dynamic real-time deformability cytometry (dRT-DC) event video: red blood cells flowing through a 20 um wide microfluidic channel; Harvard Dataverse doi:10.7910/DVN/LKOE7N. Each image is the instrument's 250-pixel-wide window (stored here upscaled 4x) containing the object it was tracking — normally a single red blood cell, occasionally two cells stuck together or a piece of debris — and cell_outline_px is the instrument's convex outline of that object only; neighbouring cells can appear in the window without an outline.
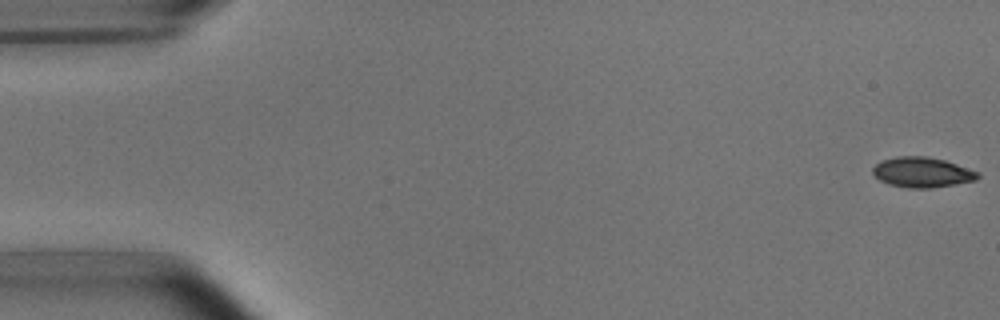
{"species": "common noctule bat (a hibernating species)", "species_latin": "Nyctalus noctula", "temperature_condition": "room temperature", "stored_images_in_passage": 5, "camera_frame_rate_fps": 3000, "um_per_image_px": 0.085, "animal": {"sex": "male", "body_mass_g": 15.6}, "frame": {"image": 1, "passage_image": 1, "time_ms": 0.0, "image_size_px": [1000, 320], "cell_outline_px": [[980, 176], [976, 180], [956, 184], [932, 188], [908, 188], [888, 184], [880, 180], [872, 172], [872, 168], [876, 164], [884, 160], [900, 156], [928, 156], [944, 160], [980, 172]], "centroid_in_image_um": [78.41, 14.65], "position_along_channel_um": 6.6, "area_um2": 18.44}}